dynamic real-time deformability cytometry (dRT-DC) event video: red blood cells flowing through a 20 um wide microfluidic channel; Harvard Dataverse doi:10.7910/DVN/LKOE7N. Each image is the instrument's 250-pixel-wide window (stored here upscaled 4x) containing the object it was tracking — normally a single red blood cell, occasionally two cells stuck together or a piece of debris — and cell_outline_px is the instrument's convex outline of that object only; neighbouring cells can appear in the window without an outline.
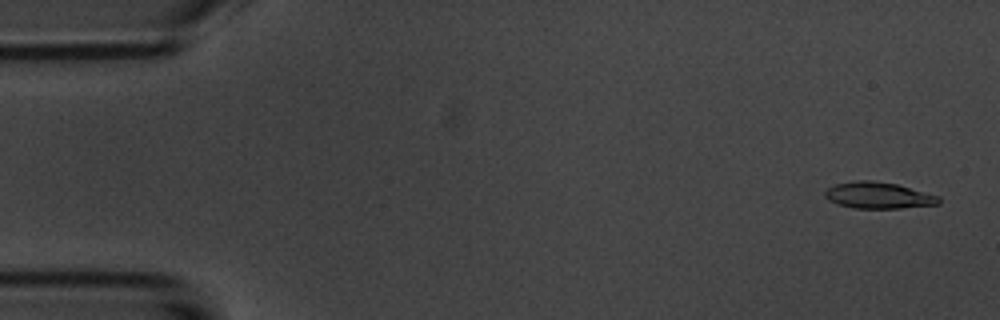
{"species": "common noctule bat (a hibernating species)", "species_latin": "Nyctalus noctula", "temperature_condition": "room temperature", "stored_images_in_passage": 52, "camera_frame_rate_fps": 3000, "um_per_image_px": 0.085, "animal": {"sex": "male", "body_mass_g": 20.1, "forearm_length_mm": 53.5}, "frame": {"image": 1, "passage_image": 2, "time_ms": 0.333, "image_size_px": [1000, 320], "cell_outline_px": [[940, 204], [900, 208], [856, 208], [836, 204], [828, 200], [824, 196], [824, 192], [828, 188], [836, 184], [860, 180], [872, 180], [896, 184], [940, 196]], "centroid_in_image_um": [74.66, 16.61], "position_along_channel_um": 10.3, "area_um2": 17.46}}
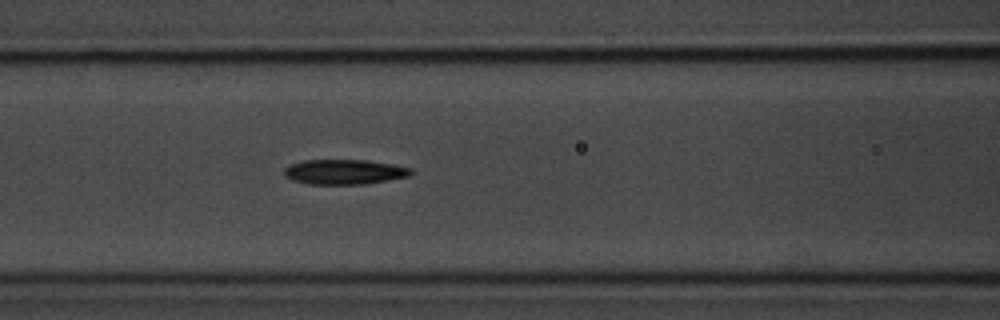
{"frame": {"image": 2, "passage_image": 22, "time_ms": 7.0, "image_size_px": [1000, 320], "cell_outline_px": [[412, 172], [408, 176], [364, 184], [308, 184], [292, 180], [284, 176], [284, 168], [292, 164], [304, 160], [364, 160], [392, 164], [412, 168]], "centroid_in_image_um": [29.23, 14.61], "position_along_channel_um": 137.4, "area_um2": 18.26}}
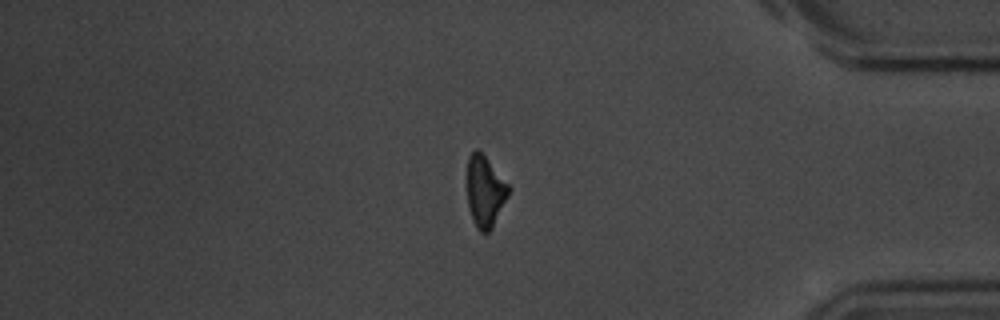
{"frame": {"image": 3, "passage_image": 45, "time_ms": 14.667, "image_size_px": [1000, 320], "cell_outline_px": [[512, 188], [492, 228], [488, 232], [480, 232], [476, 228], [472, 220], [468, 208], [468, 156], [476, 148], [484, 156]], "centroid_in_image_um": [41.23, 16.3], "position_along_channel_um": 394.0, "area_um2": 17.05}, "authors_computed_cell_mechanics": {"area_um2": 18.2648, "velocity_mm_per_s": 3.7174, "shape_relaxation_time_tau1_ms": 2.7975, "shape_relaxation_time_tau2_ms": 7.0918, "deformation_change_tau1": 0.1651, "deformation_change_tau2": 0.191}}